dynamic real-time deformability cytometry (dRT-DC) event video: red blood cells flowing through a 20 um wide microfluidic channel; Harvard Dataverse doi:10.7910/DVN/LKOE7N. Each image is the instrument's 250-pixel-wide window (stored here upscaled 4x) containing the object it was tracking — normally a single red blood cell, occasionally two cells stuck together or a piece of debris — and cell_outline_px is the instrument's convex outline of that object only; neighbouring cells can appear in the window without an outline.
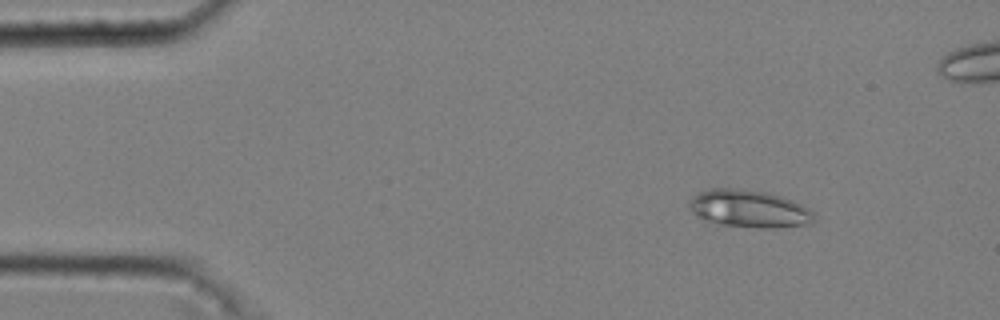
{"species": "common noctule bat (a hibernating species)", "species_latin": "Nyctalus noctula", "temperature_condition": "cold", "stored_images_in_passage": 51, "camera_frame_rate_fps": 3000, "um_per_image_px": 0.085, "animal": {"sex": "male", "body_mass_g": 20.4}, "frame": {"image": 1, "passage_image": 7, "time_ms": 2.0, "image_size_px": [1000, 320], "cell_outline_px": [[816, 216], [812, 224], [776, 228], [716, 228], [692, 212], [688, 204], [692, 196], [708, 188], [732, 188], [764, 192], [780, 196], [792, 200], [816, 212]], "centroid_in_image_um": [63.63, 17.8], "position_along_channel_um": 21.4, "area_um2": 28.32}}
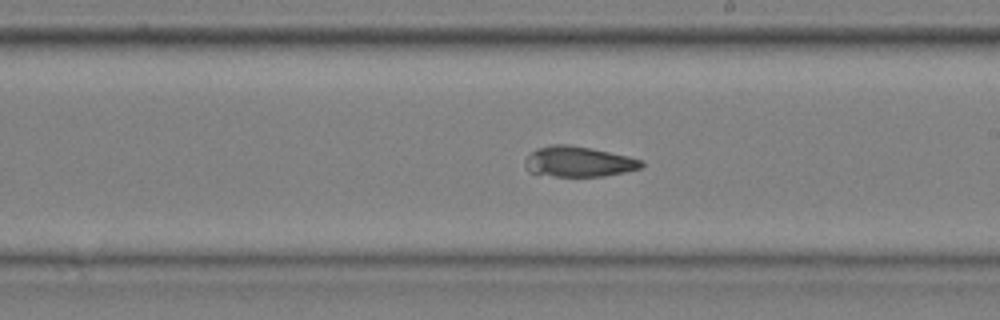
{"frame": {"image": 2, "passage_image": 31, "time_ms": 10.0, "image_size_px": [1000, 320], "cell_outline_px": [[644, 164], [640, 168], [624, 172], [604, 176], [556, 176], [528, 172], [524, 164], [524, 160], [536, 148], [552, 144], [568, 144], [628, 156], [644, 160]], "centroid_in_image_um": [49.15, 13.74], "position_along_channel_um": 239.8, "area_um2": 20.52}}
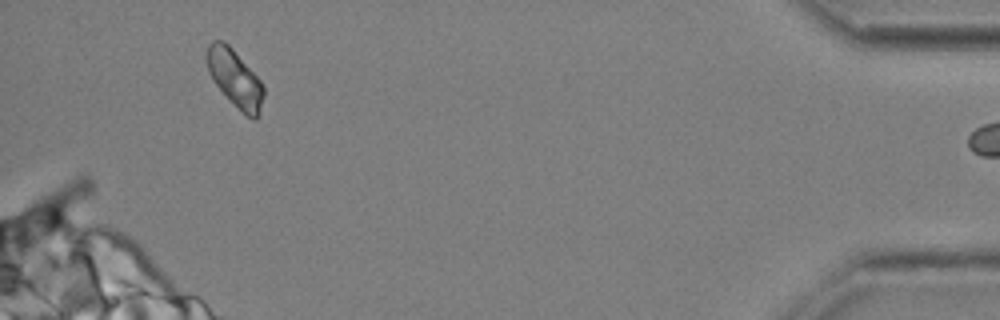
{"frame": {"image": 3, "passage_image": 50, "time_ms": 16.333, "image_size_px": [1000, 320], "cell_outline_px": [[264, 96], [256, 120], [252, 120], [216, 84], [208, 72], [204, 56], [208, 44], [212, 40], [224, 40], [232, 48], [260, 80], [264, 88]], "centroid_in_image_um": [19.94, 6.58], "position_along_channel_um": 415.3, "area_um2": 18.55}}